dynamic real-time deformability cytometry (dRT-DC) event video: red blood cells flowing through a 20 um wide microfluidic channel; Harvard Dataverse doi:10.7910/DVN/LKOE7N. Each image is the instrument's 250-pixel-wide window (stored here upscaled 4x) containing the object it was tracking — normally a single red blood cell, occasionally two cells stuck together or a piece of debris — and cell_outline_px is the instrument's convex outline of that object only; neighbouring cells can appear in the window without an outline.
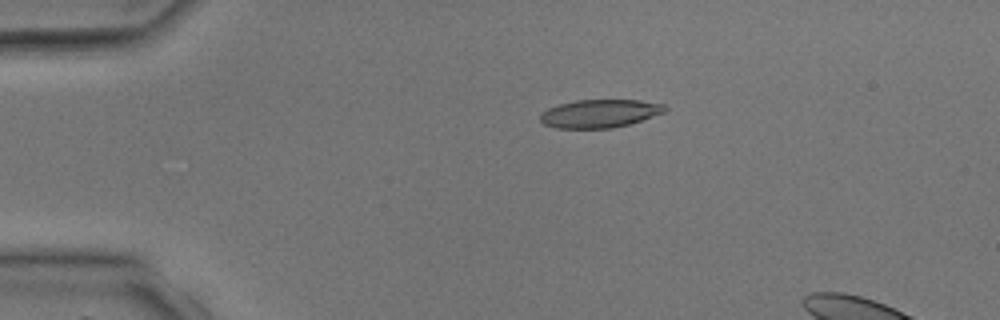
{"species": "common noctule bat (a hibernating species)", "species_latin": "Nyctalus noctula", "temperature_condition": "room temperature", "stored_images_in_passage": 4, "camera_frame_rate_fps": 3000, "um_per_image_px": 0.085, "animal": {"sex": "male", "body_mass_g": 17.9, "forearm_length_mm": 54.2}, "frame": {"image": 1, "passage_image": 2, "time_ms": 1.333, "image_size_px": [1000, 320], "cell_outline_px": [[668, 108], [664, 112], [628, 124], [612, 128], [556, 128], [544, 124], [540, 120], [540, 112], [548, 108], [560, 104], [576, 100], [640, 100], [664, 104]], "centroid_in_image_um": [50.95, 9.64], "position_along_channel_um": 34.1, "area_um2": 20.35}}